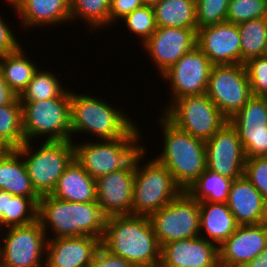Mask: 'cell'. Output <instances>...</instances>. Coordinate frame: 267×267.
<instances>
[{
  "label": "cell",
  "instance_id": "cell-1",
  "mask_svg": "<svg viewBox=\"0 0 267 267\" xmlns=\"http://www.w3.org/2000/svg\"><path fill=\"white\" fill-rule=\"evenodd\" d=\"M101 245L136 267H159L161 246L149 216L117 215L107 217Z\"/></svg>",
  "mask_w": 267,
  "mask_h": 267
},
{
  "label": "cell",
  "instance_id": "cell-2",
  "mask_svg": "<svg viewBox=\"0 0 267 267\" xmlns=\"http://www.w3.org/2000/svg\"><path fill=\"white\" fill-rule=\"evenodd\" d=\"M38 221L46 235L50 230L53 232L51 239L93 236L102 241L107 216L97 201L78 203L48 194L41 196L38 202Z\"/></svg>",
  "mask_w": 267,
  "mask_h": 267
},
{
  "label": "cell",
  "instance_id": "cell-3",
  "mask_svg": "<svg viewBox=\"0 0 267 267\" xmlns=\"http://www.w3.org/2000/svg\"><path fill=\"white\" fill-rule=\"evenodd\" d=\"M164 147L155 158L172 174L174 181L186 190L207 168L205 141L178 129L163 114Z\"/></svg>",
  "mask_w": 267,
  "mask_h": 267
},
{
  "label": "cell",
  "instance_id": "cell-4",
  "mask_svg": "<svg viewBox=\"0 0 267 267\" xmlns=\"http://www.w3.org/2000/svg\"><path fill=\"white\" fill-rule=\"evenodd\" d=\"M88 95L71 91V141L73 133H88L100 141L113 140L124 137L136 125L126 112Z\"/></svg>",
  "mask_w": 267,
  "mask_h": 267
},
{
  "label": "cell",
  "instance_id": "cell-5",
  "mask_svg": "<svg viewBox=\"0 0 267 267\" xmlns=\"http://www.w3.org/2000/svg\"><path fill=\"white\" fill-rule=\"evenodd\" d=\"M136 125L121 138L75 143L74 159L94 179L125 168L143 149ZM141 144V145H140Z\"/></svg>",
  "mask_w": 267,
  "mask_h": 267
},
{
  "label": "cell",
  "instance_id": "cell-6",
  "mask_svg": "<svg viewBox=\"0 0 267 267\" xmlns=\"http://www.w3.org/2000/svg\"><path fill=\"white\" fill-rule=\"evenodd\" d=\"M146 147L135 157L132 215L150 216L174 200L183 190L171 172L155 157L140 166Z\"/></svg>",
  "mask_w": 267,
  "mask_h": 267
},
{
  "label": "cell",
  "instance_id": "cell-7",
  "mask_svg": "<svg viewBox=\"0 0 267 267\" xmlns=\"http://www.w3.org/2000/svg\"><path fill=\"white\" fill-rule=\"evenodd\" d=\"M22 104L25 142L44 137L49 141H71V91L60 97Z\"/></svg>",
  "mask_w": 267,
  "mask_h": 267
},
{
  "label": "cell",
  "instance_id": "cell-8",
  "mask_svg": "<svg viewBox=\"0 0 267 267\" xmlns=\"http://www.w3.org/2000/svg\"><path fill=\"white\" fill-rule=\"evenodd\" d=\"M32 143L25 142L16 150L23 158L34 190L41 197L52 193L59 178L74 160V145L73 141H44L34 151Z\"/></svg>",
  "mask_w": 267,
  "mask_h": 267
},
{
  "label": "cell",
  "instance_id": "cell-9",
  "mask_svg": "<svg viewBox=\"0 0 267 267\" xmlns=\"http://www.w3.org/2000/svg\"><path fill=\"white\" fill-rule=\"evenodd\" d=\"M164 109L163 115L178 129L204 141L228 122L206 93L183 96Z\"/></svg>",
  "mask_w": 267,
  "mask_h": 267
},
{
  "label": "cell",
  "instance_id": "cell-10",
  "mask_svg": "<svg viewBox=\"0 0 267 267\" xmlns=\"http://www.w3.org/2000/svg\"><path fill=\"white\" fill-rule=\"evenodd\" d=\"M149 218L161 247L175 240L200 236L199 202L185 190Z\"/></svg>",
  "mask_w": 267,
  "mask_h": 267
},
{
  "label": "cell",
  "instance_id": "cell-11",
  "mask_svg": "<svg viewBox=\"0 0 267 267\" xmlns=\"http://www.w3.org/2000/svg\"><path fill=\"white\" fill-rule=\"evenodd\" d=\"M206 95L229 121L253 96L245 65L212 66Z\"/></svg>",
  "mask_w": 267,
  "mask_h": 267
},
{
  "label": "cell",
  "instance_id": "cell-12",
  "mask_svg": "<svg viewBox=\"0 0 267 267\" xmlns=\"http://www.w3.org/2000/svg\"><path fill=\"white\" fill-rule=\"evenodd\" d=\"M0 239L4 267H45L48 235L37 220L26 226L9 227ZM43 261V262H42Z\"/></svg>",
  "mask_w": 267,
  "mask_h": 267
},
{
  "label": "cell",
  "instance_id": "cell-13",
  "mask_svg": "<svg viewBox=\"0 0 267 267\" xmlns=\"http://www.w3.org/2000/svg\"><path fill=\"white\" fill-rule=\"evenodd\" d=\"M212 66L208 57L195 46L164 72L161 77L169 81L172 94L167 108L183 96L206 93Z\"/></svg>",
  "mask_w": 267,
  "mask_h": 267
},
{
  "label": "cell",
  "instance_id": "cell-14",
  "mask_svg": "<svg viewBox=\"0 0 267 267\" xmlns=\"http://www.w3.org/2000/svg\"><path fill=\"white\" fill-rule=\"evenodd\" d=\"M207 169L232 180L244 176L246 155L236 129L224 124L205 141Z\"/></svg>",
  "mask_w": 267,
  "mask_h": 267
},
{
  "label": "cell",
  "instance_id": "cell-15",
  "mask_svg": "<svg viewBox=\"0 0 267 267\" xmlns=\"http://www.w3.org/2000/svg\"><path fill=\"white\" fill-rule=\"evenodd\" d=\"M197 29L157 27L143 44L160 76L196 46Z\"/></svg>",
  "mask_w": 267,
  "mask_h": 267
},
{
  "label": "cell",
  "instance_id": "cell-16",
  "mask_svg": "<svg viewBox=\"0 0 267 267\" xmlns=\"http://www.w3.org/2000/svg\"><path fill=\"white\" fill-rule=\"evenodd\" d=\"M135 158L123 169L96 179V201L107 216L131 215Z\"/></svg>",
  "mask_w": 267,
  "mask_h": 267
},
{
  "label": "cell",
  "instance_id": "cell-17",
  "mask_svg": "<svg viewBox=\"0 0 267 267\" xmlns=\"http://www.w3.org/2000/svg\"><path fill=\"white\" fill-rule=\"evenodd\" d=\"M196 46L213 66L241 64V43L237 24L225 21L198 29Z\"/></svg>",
  "mask_w": 267,
  "mask_h": 267
},
{
  "label": "cell",
  "instance_id": "cell-18",
  "mask_svg": "<svg viewBox=\"0 0 267 267\" xmlns=\"http://www.w3.org/2000/svg\"><path fill=\"white\" fill-rule=\"evenodd\" d=\"M267 245V222L238 225L219 246L220 267H242L257 258Z\"/></svg>",
  "mask_w": 267,
  "mask_h": 267
},
{
  "label": "cell",
  "instance_id": "cell-19",
  "mask_svg": "<svg viewBox=\"0 0 267 267\" xmlns=\"http://www.w3.org/2000/svg\"><path fill=\"white\" fill-rule=\"evenodd\" d=\"M159 267H220L219 247L200 236L175 240L161 247Z\"/></svg>",
  "mask_w": 267,
  "mask_h": 267
},
{
  "label": "cell",
  "instance_id": "cell-20",
  "mask_svg": "<svg viewBox=\"0 0 267 267\" xmlns=\"http://www.w3.org/2000/svg\"><path fill=\"white\" fill-rule=\"evenodd\" d=\"M100 246L93 236L48 238L45 267H88Z\"/></svg>",
  "mask_w": 267,
  "mask_h": 267
},
{
  "label": "cell",
  "instance_id": "cell-21",
  "mask_svg": "<svg viewBox=\"0 0 267 267\" xmlns=\"http://www.w3.org/2000/svg\"><path fill=\"white\" fill-rule=\"evenodd\" d=\"M227 205L238 225L267 222V202L245 176L233 180Z\"/></svg>",
  "mask_w": 267,
  "mask_h": 267
},
{
  "label": "cell",
  "instance_id": "cell-22",
  "mask_svg": "<svg viewBox=\"0 0 267 267\" xmlns=\"http://www.w3.org/2000/svg\"><path fill=\"white\" fill-rule=\"evenodd\" d=\"M20 17L23 27L60 25L70 21L69 0H11L7 1Z\"/></svg>",
  "mask_w": 267,
  "mask_h": 267
},
{
  "label": "cell",
  "instance_id": "cell-23",
  "mask_svg": "<svg viewBox=\"0 0 267 267\" xmlns=\"http://www.w3.org/2000/svg\"><path fill=\"white\" fill-rule=\"evenodd\" d=\"M96 180L74 159L59 178L50 195L64 201H96Z\"/></svg>",
  "mask_w": 267,
  "mask_h": 267
},
{
  "label": "cell",
  "instance_id": "cell-24",
  "mask_svg": "<svg viewBox=\"0 0 267 267\" xmlns=\"http://www.w3.org/2000/svg\"><path fill=\"white\" fill-rule=\"evenodd\" d=\"M199 211L200 237L218 247L234 233L238 226L227 203L202 201L199 202Z\"/></svg>",
  "mask_w": 267,
  "mask_h": 267
},
{
  "label": "cell",
  "instance_id": "cell-25",
  "mask_svg": "<svg viewBox=\"0 0 267 267\" xmlns=\"http://www.w3.org/2000/svg\"><path fill=\"white\" fill-rule=\"evenodd\" d=\"M0 190L22 197H40L34 190L21 154L12 149L0 158Z\"/></svg>",
  "mask_w": 267,
  "mask_h": 267
},
{
  "label": "cell",
  "instance_id": "cell-26",
  "mask_svg": "<svg viewBox=\"0 0 267 267\" xmlns=\"http://www.w3.org/2000/svg\"><path fill=\"white\" fill-rule=\"evenodd\" d=\"M40 197H22L0 190V228L26 226L38 220Z\"/></svg>",
  "mask_w": 267,
  "mask_h": 267
},
{
  "label": "cell",
  "instance_id": "cell-27",
  "mask_svg": "<svg viewBox=\"0 0 267 267\" xmlns=\"http://www.w3.org/2000/svg\"><path fill=\"white\" fill-rule=\"evenodd\" d=\"M153 9L157 27L197 29L196 0H159Z\"/></svg>",
  "mask_w": 267,
  "mask_h": 267
},
{
  "label": "cell",
  "instance_id": "cell-28",
  "mask_svg": "<svg viewBox=\"0 0 267 267\" xmlns=\"http://www.w3.org/2000/svg\"><path fill=\"white\" fill-rule=\"evenodd\" d=\"M25 54V50L20 46L14 52L0 55V68L4 80L17 97L32 80L35 71L39 67Z\"/></svg>",
  "mask_w": 267,
  "mask_h": 267
},
{
  "label": "cell",
  "instance_id": "cell-29",
  "mask_svg": "<svg viewBox=\"0 0 267 267\" xmlns=\"http://www.w3.org/2000/svg\"><path fill=\"white\" fill-rule=\"evenodd\" d=\"M232 182L206 168L185 191L198 202L227 203Z\"/></svg>",
  "mask_w": 267,
  "mask_h": 267
},
{
  "label": "cell",
  "instance_id": "cell-30",
  "mask_svg": "<svg viewBox=\"0 0 267 267\" xmlns=\"http://www.w3.org/2000/svg\"><path fill=\"white\" fill-rule=\"evenodd\" d=\"M241 43V64L265 56L267 50V17L237 24Z\"/></svg>",
  "mask_w": 267,
  "mask_h": 267
},
{
  "label": "cell",
  "instance_id": "cell-31",
  "mask_svg": "<svg viewBox=\"0 0 267 267\" xmlns=\"http://www.w3.org/2000/svg\"><path fill=\"white\" fill-rule=\"evenodd\" d=\"M67 89L55 74L37 69L32 80L18 96L20 102H35L60 97Z\"/></svg>",
  "mask_w": 267,
  "mask_h": 267
},
{
  "label": "cell",
  "instance_id": "cell-32",
  "mask_svg": "<svg viewBox=\"0 0 267 267\" xmlns=\"http://www.w3.org/2000/svg\"><path fill=\"white\" fill-rule=\"evenodd\" d=\"M69 10L71 21L85 20L90 30L109 26L110 0H69Z\"/></svg>",
  "mask_w": 267,
  "mask_h": 267
},
{
  "label": "cell",
  "instance_id": "cell-33",
  "mask_svg": "<svg viewBox=\"0 0 267 267\" xmlns=\"http://www.w3.org/2000/svg\"><path fill=\"white\" fill-rule=\"evenodd\" d=\"M0 137L13 149L25 143L22 104L18 97L12 103L0 106Z\"/></svg>",
  "mask_w": 267,
  "mask_h": 267
},
{
  "label": "cell",
  "instance_id": "cell-34",
  "mask_svg": "<svg viewBox=\"0 0 267 267\" xmlns=\"http://www.w3.org/2000/svg\"><path fill=\"white\" fill-rule=\"evenodd\" d=\"M229 123L234 128L267 127V97L252 96Z\"/></svg>",
  "mask_w": 267,
  "mask_h": 267
},
{
  "label": "cell",
  "instance_id": "cell-35",
  "mask_svg": "<svg viewBox=\"0 0 267 267\" xmlns=\"http://www.w3.org/2000/svg\"><path fill=\"white\" fill-rule=\"evenodd\" d=\"M122 20L125 21L127 30L137 35L144 44L149 37L156 31L157 24L152 6L143 5L126 15Z\"/></svg>",
  "mask_w": 267,
  "mask_h": 267
},
{
  "label": "cell",
  "instance_id": "cell-36",
  "mask_svg": "<svg viewBox=\"0 0 267 267\" xmlns=\"http://www.w3.org/2000/svg\"><path fill=\"white\" fill-rule=\"evenodd\" d=\"M267 17V0H229L227 22L239 24Z\"/></svg>",
  "mask_w": 267,
  "mask_h": 267
},
{
  "label": "cell",
  "instance_id": "cell-37",
  "mask_svg": "<svg viewBox=\"0 0 267 267\" xmlns=\"http://www.w3.org/2000/svg\"><path fill=\"white\" fill-rule=\"evenodd\" d=\"M229 0H196L197 30L227 20Z\"/></svg>",
  "mask_w": 267,
  "mask_h": 267
},
{
  "label": "cell",
  "instance_id": "cell-38",
  "mask_svg": "<svg viewBox=\"0 0 267 267\" xmlns=\"http://www.w3.org/2000/svg\"><path fill=\"white\" fill-rule=\"evenodd\" d=\"M246 158L267 157V127L235 128Z\"/></svg>",
  "mask_w": 267,
  "mask_h": 267
},
{
  "label": "cell",
  "instance_id": "cell-39",
  "mask_svg": "<svg viewBox=\"0 0 267 267\" xmlns=\"http://www.w3.org/2000/svg\"><path fill=\"white\" fill-rule=\"evenodd\" d=\"M244 65L252 95L267 97V56L252 58Z\"/></svg>",
  "mask_w": 267,
  "mask_h": 267
},
{
  "label": "cell",
  "instance_id": "cell-40",
  "mask_svg": "<svg viewBox=\"0 0 267 267\" xmlns=\"http://www.w3.org/2000/svg\"><path fill=\"white\" fill-rule=\"evenodd\" d=\"M244 176L267 202V157L246 158Z\"/></svg>",
  "mask_w": 267,
  "mask_h": 267
},
{
  "label": "cell",
  "instance_id": "cell-41",
  "mask_svg": "<svg viewBox=\"0 0 267 267\" xmlns=\"http://www.w3.org/2000/svg\"><path fill=\"white\" fill-rule=\"evenodd\" d=\"M142 6V0H110L109 26Z\"/></svg>",
  "mask_w": 267,
  "mask_h": 267
},
{
  "label": "cell",
  "instance_id": "cell-42",
  "mask_svg": "<svg viewBox=\"0 0 267 267\" xmlns=\"http://www.w3.org/2000/svg\"><path fill=\"white\" fill-rule=\"evenodd\" d=\"M88 267H136L120 256L111 254L102 245L98 248Z\"/></svg>",
  "mask_w": 267,
  "mask_h": 267
},
{
  "label": "cell",
  "instance_id": "cell-43",
  "mask_svg": "<svg viewBox=\"0 0 267 267\" xmlns=\"http://www.w3.org/2000/svg\"><path fill=\"white\" fill-rule=\"evenodd\" d=\"M0 16V55L7 54L16 51L21 44L19 40L14 37L12 29L9 28L7 22H4V18Z\"/></svg>",
  "mask_w": 267,
  "mask_h": 267
},
{
  "label": "cell",
  "instance_id": "cell-44",
  "mask_svg": "<svg viewBox=\"0 0 267 267\" xmlns=\"http://www.w3.org/2000/svg\"><path fill=\"white\" fill-rule=\"evenodd\" d=\"M17 95L9 88L0 68V106L12 103Z\"/></svg>",
  "mask_w": 267,
  "mask_h": 267
},
{
  "label": "cell",
  "instance_id": "cell-45",
  "mask_svg": "<svg viewBox=\"0 0 267 267\" xmlns=\"http://www.w3.org/2000/svg\"><path fill=\"white\" fill-rule=\"evenodd\" d=\"M242 267H267V245L257 258H254Z\"/></svg>",
  "mask_w": 267,
  "mask_h": 267
},
{
  "label": "cell",
  "instance_id": "cell-46",
  "mask_svg": "<svg viewBox=\"0 0 267 267\" xmlns=\"http://www.w3.org/2000/svg\"><path fill=\"white\" fill-rule=\"evenodd\" d=\"M13 148L0 137V158L5 157Z\"/></svg>",
  "mask_w": 267,
  "mask_h": 267
},
{
  "label": "cell",
  "instance_id": "cell-47",
  "mask_svg": "<svg viewBox=\"0 0 267 267\" xmlns=\"http://www.w3.org/2000/svg\"><path fill=\"white\" fill-rule=\"evenodd\" d=\"M159 0H142L143 2V5H146V6H154L158 3Z\"/></svg>",
  "mask_w": 267,
  "mask_h": 267
},
{
  "label": "cell",
  "instance_id": "cell-48",
  "mask_svg": "<svg viewBox=\"0 0 267 267\" xmlns=\"http://www.w3.org/2000/svg\"><path fill=\"white\" fill-rule=\"evenodd\" d=\"M0 261H1V242H0Z\"/></svg>",
  "mask_w": 267,
  "mask_h": 267
},
{
  "label": "cell",
  "instance_id": "cell-49",
  "mask_svg": "<svg viewBox=\"0 0 267 267\" xmlns=\"http://www.w3.org/2000/svg\"><path fill=\"white\" fill-rule=\"evenodd\" d=\"M0 267H4V265H3L2 261H0Z\"/></svg>",
  "mask_w": 267,
  "mask_h": 267
}]
</instances>
